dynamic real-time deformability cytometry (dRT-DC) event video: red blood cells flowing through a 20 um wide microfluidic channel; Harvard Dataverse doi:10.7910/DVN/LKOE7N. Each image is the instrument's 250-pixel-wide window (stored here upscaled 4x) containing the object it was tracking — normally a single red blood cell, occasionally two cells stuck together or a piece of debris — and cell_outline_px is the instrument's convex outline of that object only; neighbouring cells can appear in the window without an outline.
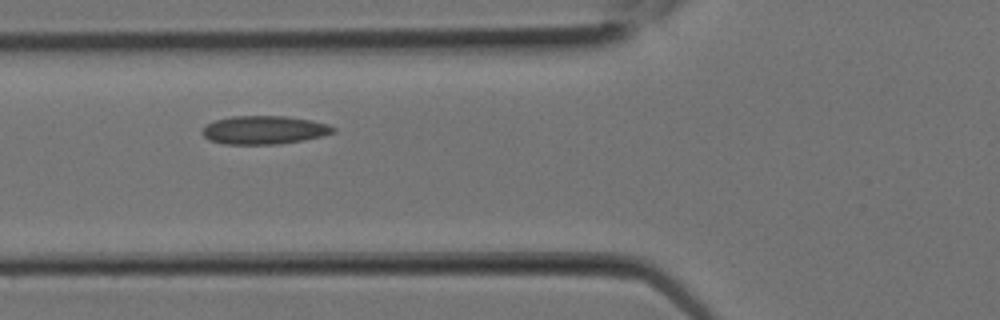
{"species": "Egyptian fruit bat (a non-hibernating species)", "species_latin": "Rousettus aegyptiacus", "temperature_condition": "room temperature", "stored_images_in_passage": 2, "camera_frame_rate_fps": 3000, "um_per_image_px": 0.085, "animal": {"sex": "female"}, "frame": {"image": 1, "passage_image": 2, "time_ms": 0.333, "image_size_px": [1000, 320], "cell_outline_px": [[336, 132], [324, 136], [304, 140], [280, 144], [224, 144], [208, 140], [200, 132], [208, 124], [216, 120], [232, 116], [284, 116], [312, 120], [328, 124], [336, 128]], "centroid_in_image_um": [22.49, 11.05], "position_along_channel_um": 103.3, "area_um2": 21.79}}